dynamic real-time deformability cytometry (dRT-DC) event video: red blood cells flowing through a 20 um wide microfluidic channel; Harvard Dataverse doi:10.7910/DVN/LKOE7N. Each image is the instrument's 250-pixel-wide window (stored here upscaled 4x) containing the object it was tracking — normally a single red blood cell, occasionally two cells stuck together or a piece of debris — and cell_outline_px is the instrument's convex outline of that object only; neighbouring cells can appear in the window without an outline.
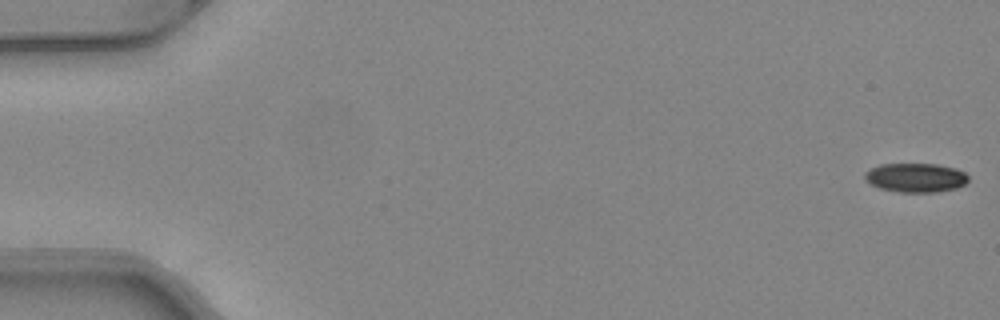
{"species": "common noctule bat (a hibernating species)", "species_latin": "Nyctalus noctula", "temperature_condition": "warm", "stored_images_in_passage": 51, "camera_frame_rate_fps": 3000, "um_per_image_px": 0.085, "animal": {"sex": "female", "body_mass_g": 24.6, "forearm_length_mm": 56.2}, "frame": {"image": 1, "passage_image": 1, "time_ms": 0.0, "image_size_px": [1000, 320], "cell_outline_px": [[968, 180], [964, 184], [956, 188], [936, 192], [900, 192], [880, 188], [872, 184], [864, 176], [864, 172], [868, 168], [880, 164], [936, 164], [956, 168], [964, 172], [968, 176]], "centroid_in_image_um": [77.83, 15.09], "position_along_channel_um": 7.2, "area_um2": 17.51}}
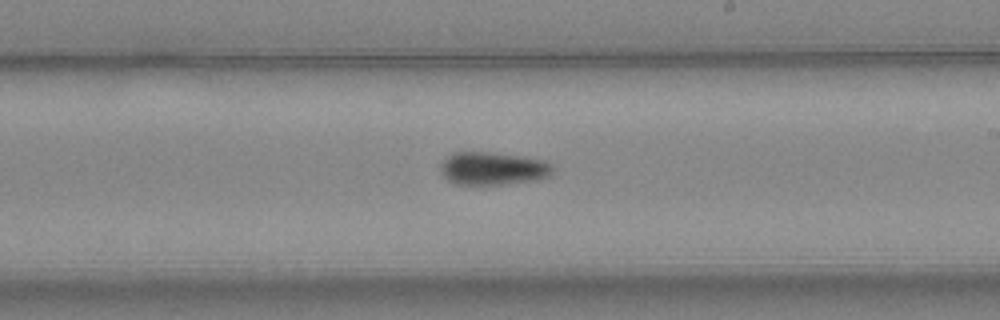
{"frame": {"image": 2, "passage_image": 30, "time_ms": 9.667, "image_size_px": [1000, 320], "cell_outline_px": [[552, 172], [548, 176], [536, 180], [504, 184], [456, 184], [448, 180], [440, 172], [440, 164], [448, 156], [456, 152], [488, 152], [520, 156], [544, 160], [552, 164]], "centroid_in_image_um": [41.88, 14.32], "position_along_channel_um": 247.1, "area_um2": 21.39}}
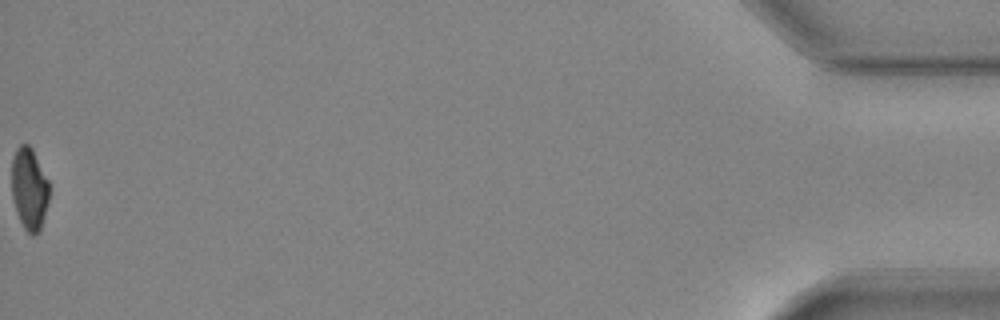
{"frame": {"image": 3, "passage_image": 51, "time_ms": 16.667, "image_size_px": [1000, 320], "cell_outline_px": [[48, 200], [40, 232], [32, 236], [24, 228], [16, 212], [12, 196], [12, 156], [16, 148], [20, 144], [28, 144], [32, 148], [48, 180]], "centroid_in_image_um": [2.47, 16.04], "position_along_channel_um": 432.7, "area_um2": 17.92}, "authors_computed_cell_mechanics": {"area_um2": 20.2878, "velocity_mm_per_s": 4.1254, "shape_relaxation_time_tau1_ms": 5.5764, "shape_relaxation_time_tau2_ms": null, "deformation_change_tau1": 0.1534, "deformation_change_tau2": null}}